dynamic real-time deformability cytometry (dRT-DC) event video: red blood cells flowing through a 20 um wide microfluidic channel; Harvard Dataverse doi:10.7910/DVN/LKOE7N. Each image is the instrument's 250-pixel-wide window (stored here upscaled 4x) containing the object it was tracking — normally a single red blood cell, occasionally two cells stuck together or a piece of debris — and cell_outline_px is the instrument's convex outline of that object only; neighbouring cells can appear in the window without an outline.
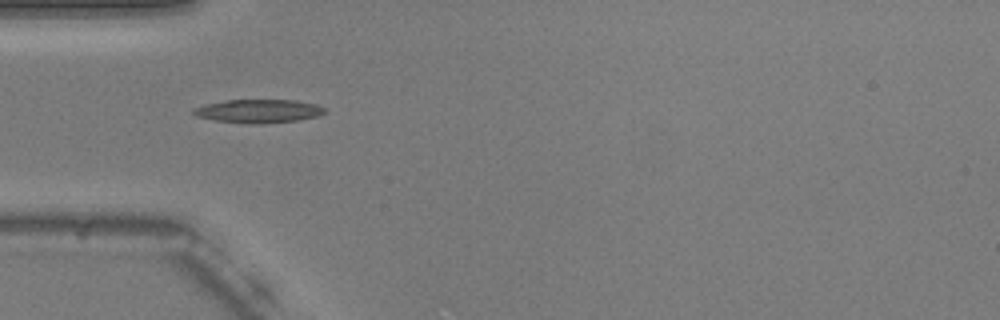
{"species": "common noctule bat (a hibernating species)", "species_latin": "Nyctalus noctula", "temperature_condition": "warm", "stored_images_in_passage": 37, "camera_frame_rate_fps": 3000, "um_per_image_px": 0.085, "animal": {"sex": "male", "body_mass_g": 20.5, "forearm_length_mm": 52.5}, "frame": {"image": 1, "passage_image": 1, "time_ms": 0.0, "image_size_px": [1000, 320], "cell_outline_px": [[324, 112], [316, 116], [296, 120], [260, 124], [252, 124], [212, 120], [196, 116], [192, 112], [196, 108], [204, 104], [224, 100], [296, 100], [316, 104], [324, 108]], "centroid_in_image_um": [21.93, 9.44], "position_along_channel_um": 63.1, "area_um2": 17.8}}
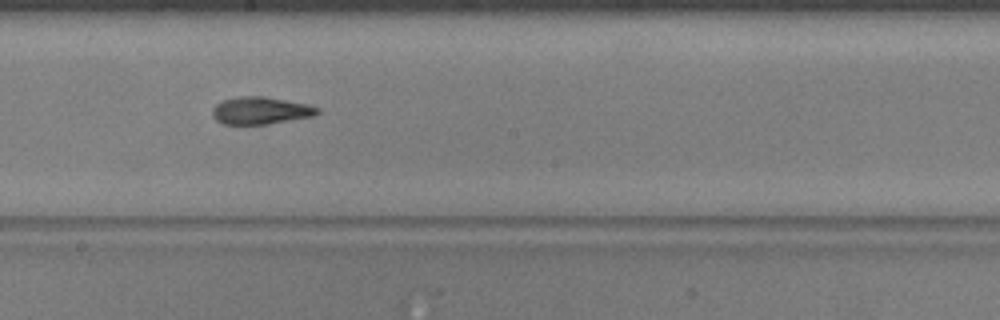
{"frame": {"image": 2, "passage_image": 14, "time_ms": 4.333, "image_size_px": [1000, 320], "cell_outline_px": [[320, 112], [312, 116], [268, 124], [224, 124], [216, 120], [212, 116], [212, 108], [216, 104], [224, 100], [240, 96], [264, 96], [308, 104], [320, 108]], "centroid_in_image_um": [22.14, 9.39], "position_along_channel_um": 226.1, "area_um2": 16.7}}
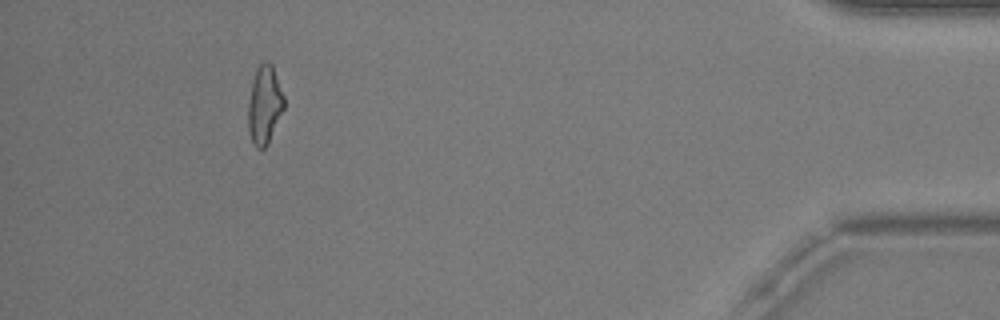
{"frame": {"image": 3, "passage_image": 34, "time_ms": 11.0, "image_size_px": [1000, 320], "cell_outline_px": [[284, 108], [268, 144], [264, 148], [256, 148], [252, 140], [248, 128], [248, 104], [252, 80], [256, 68], [264, 60], [268, 60], [272, 64], [284, 96]], "centroid_in_image_um": [22.48, 8.88], "position_along_channel_um": 412.7, "area_um2": 16.42}, "authors_computed_cell_mechanics": {"area_um2": 16.5886, "velocity_mm_per_s": 3.7462, "shape_relaxation_time_tau1_ms": null, "shape_relaxation_time_tau2_ms": 4.0444, "deformation_change_tau1": null, "deformation_change_tau2": 0.1369}}